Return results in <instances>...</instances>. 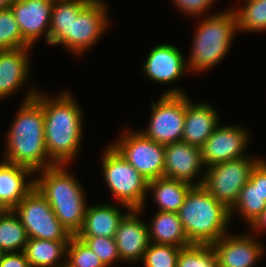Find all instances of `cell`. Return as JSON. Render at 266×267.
I'll return each mask as SVG.
<instances>
[{
  "label": "cell",
  "mask_w": 266,
  "mask_h": 267,
  "mask_svg": "<svg viewBox=\"0 0 266 267\" xmlns=\"http://www.w3.org/2000/svg\"><path fill=\"white\" fill-rule=\"evenodd\" d=\"M46 95L47 93L38 91L34 97L44 112L46 151L56 165H70L77 159L83 142L82 107L69 90H64L55 97Z\"/></svg>",
  "instance_id": "cell-1"
},
{
  "label": "cell",
  "mask_w": 266,
  "mask_h": 267,
  "mask_svg": "<svg viewBox=\"0 0 266 267\" xmlns=\"http://www.w3.org/2000/svg\"><path fill=\"white\" fill-rule=\"evenodd\" d=\"M22 104L5 133V154L2 160L11 164L25 166L34 173L56 165L45 147L44 112L34 99L36 87H28ZM37 89V90H36Z\"/></svg>",
  "instance_id": "cell-2"
},
{
  "label": "cell",
  "mask_w": 266,
  "mask_h": 267,
  "mask_svg": "<svg viewBox=\"0 0 266 267\" xmlns=\"http://www.w3.org/2000/svg\"><path fill=\"white\" fill-rule=\"evenodd\" d=\"M68 166L58 164L39 170L34 181L62 226L71 236H77L84 223L88 200L84 187Z\"/></svg>",
  "instance_id": "cell-3"
},
{
  "label": "cell",
  "mask_w": 266,
  "mask_h": 267,
  "mask_svg": "<svg viewBox=\"0 0 266 267\" xmlns=\"http://www.w3.org/2000/svg\"><path fill=\"white\" fill-rule=\"evenodd\" d=\"M177 213L191 244L211 245L228 233L232 221L230 210L202 185L189 190Z\"/></svg>",
  "instance_id": "cell-4"
},
{
  "label": "cell",
  "mask_w": 266,
  "mask_h": 267,
  "mask_svg": "<svg viewBox=\"0 0 266 267\" xmlns=\"http://www.w3.org/2000/svg\"><path fill=\"white\" fill-rule=\"evenodd\" d=\"M203 19V20H202ZM200 18L195 28L191 52L187 58L189 72L203 73L222 62L232 46L237 31L235 12L227 9Z\"/></svg>",
  "instance_id": "cell-5"
},
{
  "label": "cell",
  "mask_w": 266,
  "mask_h": 267,
  "mask_svg": "<svg viewBox=\"0 0 266 267\" xmlns=\"http://www.w3.org/2000/svg\"><path fill=\"white\" fill-rule=\"evenodd\" d=\"M103 179L117 203L125 210L139 209L144 213L148 180L128 163L111 145L101 154Z\"/></svg>",
  "instance_id": "cell-6"
},
{
  "label": "cell",
  "mask_w": 266,
  "mask_h": 267,
  "mask_svg": "<svg viewBox=\"0 0 266 267\" xmlns=\"http://www.w3.org/2000/svg\"><path fill=\"white\" fill-rule=\"evenodd\" d=\"M172 87L162 91L157 102L152 101L149 123L145 129H139L147 138L164 146L182 140L185 123L186 91Z\"/></svg>",
  "instance_id": "cell-7"
},
{
  "label": "cell",
  "mask_w": 266,
  "mask_h": 267,
  "mask_svg": "<svg viewBox=\"0 0 266 267\" xmlns=\"http://www.w3.org/2000/svg\"><path fill=\"white\" fill-rule=\"evenodd\" d=\"M261 159L250 155L211 165L205 168L202 186L231 210L238 200L240 190L249 181L253 168Z\"/></svg>",
  "instance_id": "cell-8"
},
{
  "label": "cell",
  "mask_w": 266,
  "mask_h": 267,
  "mask_svg": "<svg viewBox=\"0 0 266 267\" xmlns=\"http://www.w3.org/2000/svg\"><path fill=\"white\" fill-rule=\"evenodd\" d=\"M110 144L148 181L164 177L165 146L147 138L141 131L122 129Z\"/></svg>",
  "instance_id": "cell-9"
},
{
  "label": "cell",
  "mask_w": 266,
  "mask_h": 267,
  "mask_svg": "<svg viewBox=\"0 0 266 267\" xmlns=\"http://www.w3.org/2000/svg\"><path fill=\"white\" fill-rule=\"evenodd\" d=\"M13 210L26 229L29 239L69 241L72 237L36 187Z\"/></svg>",
  "instance_id": "cell-10"
},
{
  "label": "cell",
  "mask_w": 266,
  "mask_h": 267,
  "mask_svg": "<svg viewBox=\"0 0 266 267\" xmlns=\"http://www.w3.org/2000/svg\"><path fill=\"white\" fill-rule=\"evenodd\" d=\"M108 5L105 0H92L77 17L72 18L71 33L60 45L71 51L75 58L83 57L110 26Z\"/></svg>",
  "instance_id": "cell-11"
},
{
  "label": "cell",
  "mask_w": 266,
  "mask_h": 267,
  "mask_svg": "<svg viewBox=\"0 0 266 267\" xmlns=\"http://www.w3.org/2000/svg\"><path fill=\"white\" fill-rule=\"evenodd\" d=\"M248 132L240 125H218L200 148L204 167L249 156L246 153L251 139Z\"/></svg>",
  "instance_id": "cell-12"
},
{
  "label": "cell",
  "mask_w": 266,
  "mask_h": 267,
  "mask_svg": "<svg viewBox=\"0 0 266 267\" xmlns=\"http://www.w3.org/2000/svg\"><path fill=\"white\" fill-rule=\"evenodd\" d=\"M247 233H227L211 244L219 267H254L259 262L266 247L258 236Z\"/></svg>",
  "instance_id": "cell-13"
},
{
  "label": "cell",
  "mask_w": 266,
  "mask_h": 267,
  "mask_svg": "<svg viewBox=\"0 0 266 267\" xmlns=\"http://www.w3.org/2000/svg\"><path fill=\"white\" fill-rule=\"evenodd\" d=\"M142 65V76L161 84H172L189 72L187 59L180 48L170 43L153 47Z\"/></svg>",
  "instance_id": "cell-14"
},
{
  "label": "cell",
  "mask_w": 266,
  "mask_h": 267,
  "mask_svg": "<svg viewBox=\"0 0 266 267\" xmlns=\"http://www.w3.org/2000/svg\"><path fill=\"white\" fill-rule=\"evenodd\" d=\"M164 158V177L185 181L193 186L203 184L205 167L200 148L183 141L174 142L165 145Z\"/></svg>",
  "instance_id": "cell-15"
},
{
  "label": "cell",
  "mask_w": 266,
  "mask_h": 267,
  "mask_svg": "<svg viewBox=\"0 0 266 267\" xmlns=\"http://www.w3.org/2000/svg\"><path fill=\"white\" fill-rule=\"evenodd\" d=\"M54 0H15L10 9L22 37L33 47L42 38L49 45V29Z\"/></svg>",
  "instance_id": "cell-16"
},
{
  "label": "cell",
  "mask_w": 266,
  "mask_h": 267,
  "mask_svg": "<svg viewBox=\"0 0 266 267\" xmlns=\"http://www.w3.org/2000/svg\"><path fill=\"white\" fill-rule=\"evenodd\" d=\"M139 213V209H130L121 219L115 233L118 254L124 264H140L150 243L147 222L139 217Z\"/></svg>",
  "instance_id": "cell-17"
},
{
  "label": "cell",
  "mask_w": 266,
  "mask_h": 267,
  "mask_svg": "<svg viewBox=\"0 0 266 267\" xmlns=\"http://www.w3.org/2000/svg\"><path fill=\"white\" fill-rule=\"evenodd\" d=\"M187 95L185 94V123L181 141L201 148L220 125V116L211 103L203 100L193 103Z\"/></svg>",
  "instance_id": "cell-18"
},
{
  "label": "cell",
  "mask_w": 266,
  "mask_h": 267,
  "mask_svg": "<svg viewBox=\"0 0 266 267\" xmlns=\"http://www.w3.org/2000/svg\"><path fill=\"white\" fill-rule=\"evenodd\" d=\"M33 47L0 50V100L17 93L29 82L30 50Z\"/></svg>",
  "instance_id": "cell-19"
},
{
  "label": "cell",
  "mask_w": 266,
  "mask_h": 267,
  "mask_svg": "<svg viewBox=\"0 0 266 267\" xmlns=\"http://www.w3.org/2000/svg\"><path fill=\"white\" fill-rule=\"evenodd\" d=\"M0 161V210L14 209L35 187V173L25 166Z\"/></svg>",
  "instance_id": "cell-20"
},
{
  "label": "cell",
  "mask_w": 266,
  "mask_h": 267,
  "mask_svg": "<svg viewBox=\"0 0 266 267\" xmlns=\"http://www.w3.org/2000/svg\"><path fill=\"white\" fill-rule=\"evenodd\" d=\"M128 211L123 214L116 202L88 205L83 226L77 237L115 238L118 225Z\"/></svg>",
  "instance_id": "cell-21"
},
{
  "label": "cell",
  "mask_w": 266,
  "mask_h": 267,
  "mask_svg": "<svg viewBox=\"0 0 266 267\" xmlns=\"http://www.w3.org/2000/svg\"><path fill=\"white\" fill-rule=\"evenodd\" d=\"M147 224L149 241L154 244L186 247L191 245L186 237L183 224L176 212L155 211Z\"/></svg>",
  "instance_id": "cell-22"
},
{
  "label": "cell",
  "mask_w": 266,
  "mask_h": 267,
  "mask_svg": "<svg viewBox=\"0 0 266 267\" xmlns=\"http://www.w3.org/2000/svg\"><path fill=\"white\" fill-rule=\"evenodd\" d=\"M192 187L185 181L161 177L148 182L147 193L152 194L158 211L177 213Z\"/></svg>",
  "instance_id": "cell-23"
},
{
  "label": "cell",
  "mask_w": 266,
  "mask_h": 267,
  "mask_svg": "<svg viewBox=\"0 0 266 267\" xmlns=\"http://www.w3.org/2000/svg\"><path fill=\"white\" fill-rule=\"evenodd\" d=\"M68 243L31 238L23 252L31 267H65Z\"/></svg>",
  "instance_id": "cell-24"
},
{
  "label": "cell",
  "mask_w": 266,
  "mask_h": 267,
  "mask_svg": "<svg viewBox=\"0 0 266 267\" xmlns=\"http://www.w3.org/2000/svg\"><path fill=\"white\" fill-rule=\"evenodd\" d=\"M92 0H54L49 29V45H60L71 33L72 18Z\"/></svg>",
  "instance_id": "cell-25"
},
{
  "label": "cell",
  "mask_w": 266,
  "mask_h": 267,
  "mask_svg": "<svg viewBox=\"0 0 266 267\" xmlns=\"http://www.w3.org/2000/svg\"><path fill=\"white\" fill-rule=\"evenodd\" d=\"M28 239L26 229L15 211L0 210V249L4 253L22 252Z\"/></svg>",
  "instance_id": "cell-26"
},
{
  "label": "cell",
  "mask_w": 266,
  "mask_h": 267,
  "mask_svg": "<svg viewBox=\"0 0 266 267\" xmlns=\"http://www.w3.org/2000/svg\"><path fill=\"white\" fill-rule=\"evenodd\" d=\"M265 209L266 200L259 192V183L248 181L240 190L238 200L230 210V215L232 219L236 216L234 214L239 215L249 227Z\"/></svg>",
  "instance_id": "cell-27"
},
{
  "label": "cell",
  "mask_w": 266,
  "mask_h": 267,
  "mask_svg": "<svg viewBox=\"0 0 266 267\" xmlns=\"http://www.w3.org/2000/svg\"><path fill=\"white\" fill-rule=\"evenodd\" d=\"M242 2L241 7L237 5V8H232L236 15L237 31L266 32V0H242Z\"/></svg>",
  "instance_id": "cell-28"
},
{
  "label": "cell",
  "mask_w": 266,
  "mask_h": 267,
  "mask_svg": "<svg viewBox=\"0 0 266 267\" xmlns=\"http://www.w3.org/2000/svg\"><path fill=\"white\" fill-rule=\"evenodd\" d=\"M176 267H219L211 245L191 244L181 248Z\"/></svg>",
  "instance_id": "cell-29"
},
{
  "label": "cell",
  "mask_w": 266,
  "mask_h": 267,
  "mask_svg": "<svg viewBox=\"0 0 266 267\" xmlns=\"http://www.w3.org/2000/svg\"><path fill=\"white\" fill-rule=\"evenodd\" d=\"M32 47L21 34L19 24L10 8L0 10V50Z\"/></svg>",
  "instance_id": "cell-30"
},
{
  "label": "cell",
  "mask_w": 266,
  "mask_h": 267,
  "mask_svg": "<svg viewBox=\"0 0 266 267\" xmlns=\"http://www.w3.org/2000/svg\"><path fill=\"white\" fill-rule=\"evenodd\" d=\"M181 247L149 243L140 263L143 267H176Z\"/></svg>",
  "instance_id": "cell-31"
},
{
  "label": "cell",
  "mask_w": 266,
  "mask_h": 267,
  "mask_svg": "<svg viewBox=\"0 0 266 267\" xmlns=\"http://www.w3.org/2000/svg\"><path fill=\"white\" fill-rule=\"evenodd\" d=\"M65 267H105L98 256L77 236H72L67 246Z\"/></svg>",
  "instance_id": "cell-32"
},
{
  "label": "cell",
  "mask_w": 266,
  "mask_h": 267,
  "mask_svg": "<svg viewBox=\"0 0 266 267\" xmlns=\"http://www.w3.org/2000/svg\"><path fill=\"white\" fill-rule=\"evenodd\" d=\"M90 248L101 260L105 267H111L121 262L115 238L107 237H78Z\"/></svg>",
  "instance_id": "cell-33"
},
{
  "label": "cell",
  "mask_w": 266,
  "mask_h": 267,
  "mask_svg": "<svg viewBox=\"0 0 266 267\" xmlns=\"http://www.w3.org/2000/svg\"><path fill=\"white\" fill-rule=\"evenodd\" d=\"M217 0H172L173 6L175 4V7L179 12H182L183 15H191L192 17H203L208 14ZM202 15V16H201Z\"/></svg>",
  "instance_id": "cell-34"
},
{
  "label": "cell",
  "mask_w": 266,
  "mask_h": 267,
  "mask_svg": "<svg viewBox=\"0 0 266 267\" xmlns=\"http://www.w3.org/2000/svg\"><path fill=\"white\" fill-rule=\"evenodd\" d=\"M249 181L259 183V192L266 200V159L262 158L251 172Z\"/></svg>",
  "instance_id": "cell-35"
},
{
  "label": "cell",
  "mask_w": 266,
  "mask_h": 267,
  "mask_svg": "<svg viewBox=\"0 0 266 267\" xmlns=\"http://www.w3.org/2000/svg\"><path fill=\"white\" fill-rule=\"evenodd\" d=\"M0 267H31L24 252L3 253Z\"/></svg>",
  "instance_id": "cell-36"
},
{
  "label": "cell",
  "mask_w": 266,
  "mask_h": 267,
  "mask_svg": "<svg viewBox=\"0 0 266 267\" xmlns=\"http://www.w3.org/2000/svg\"><path fill=\"white\" fill-rule=\"evenodd\" d=\"M250 232L263 233L266 231V209L256 218V220L248 227ZM252 230V231H251Z\"/></svg>",
  "instance_id": "cell-37"
},
{
  "label": "cell",
  "mask_w": 266,
  "mask_h": 267,
  "mask_svg": "<svg viewBox=\"0 0 266 267\" xmlns=\"http://www.w3.org/2000/svg\"><path fill=\"white\" fill-rule=\"evenodd\" d=\"M15 0H0V10L8 9Z\"/></svg>",
  "instance_id": "cell-38"
},
{
  "label": "cell",
  "mask_w": 266,
  "mask_h": 267,
  "mask_svg": "<svg viewBox=\"0 0 266 267\" xmlns=\"http://www.w3.org/2000/svg\"><path fill=\"white\" fill-rule=\"evenodd\" d=\"M3 251L0 249V261H1V257H2V255H3Z\"/></svg>",
  "instance_id": "cell-39"
}]
</instances>
